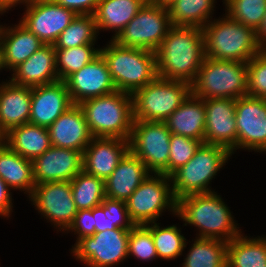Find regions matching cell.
<instances>
[{"instance_id": "obj_13", "label": "cell", "mask_w": 266, "mask_h": 267, "mask_svg": "<svg viewBox=\"0 0 266 267\" xmlns=\"http://www.w3.org/2000/svg\"><path fill=\"white\" fill-rule=\"evenodd\" d=\"M29 199L35 209L63 232L77 214L70 181H55L37 184Z\"/></svg>"}, {"instance_id": "obj_3", "label": "cell", "mask_w": 266, "mask_h": 267, "mask_svg": "<svg viewBox=\"0 0 266 267\" xmlns=\"http://www.w3.org/2000/svg\"><path fill=\"white\" fill-rule=\"evenodd\" d=\"M205 57L247 63L263 48L255 30L228 15L209 21L203 28Z\"/></svg>"}, {"instance_id": "obj_2", "label": "cell", "mask_w": 266, "mask_h": 267, "mask_svg": "<svg viewBox=\"0 0 266 267\" xmlns=\"http://www.w3.org/2000/svg\"><path fill=\"white\" fill-rule=\"evenodd\" d=\"M177 216L199 228L198 238L229 242L242 232L238 230L229 207L216 194H191L177 200Z\"/></svg>"}, {"instance_id": "obj_29", "label": "cell", "mask_w": 266, "mask_h": 267, "mask_svg": "<svg viewBox=\"0 0 266 267\" xmlns=\"http://www.w3.org/2000/svg\"><path fill=\"white\" fill-rule=\"evenodd\" d=\"M0 177L10 188L27 192L28 197L33 192L32 160L22 157L5 142L0 145Z\"/></svg>"}, {"instance_id": "obj_50", "label": "cell", "mask_w": 266, "mask_h": 267, "mask_svg": "<svg viewBox=\"0 0 266 267\" xmlns=\"http://www.w3.org/2000/svg\"><path fill=\"white\" fill-rule=\"evenodd\" d=\"M4 142V135L0 132V145Z\"/></svg>"}, {"instance_id": "obj_26", "label": "cell", "mask_w": 266, "mask_h": 267, "mask_svg": "<svg viewBox=\"0 0 266 267\" xmlns=\"http://www.w3.org/2000/svg\"><path fill=\"white\" fill-rule=\"evenodd\" d=\"M13 27L0 25V44L3 49L4 65L10 71L26 61L44 45L20 22Z\"/></svg>"}, {"instance_id": "obj_11", "label": "cell", "mask_w": 266, "mask_h": 267, "mask_svg": "<svg viewBox=\"0 0 266 267\" xmlns=\"http://www.w3.org/2000/svg\"><path fill=\"white\" fill-rule=\"evenodd\" d=\"M171 132L164 122L134 120L129 150L152 173L168 176Z\"/></svg>"}, {"instance_id": "obj_21", "label": "cell", "mask_w": 266, "mask_h": 267, "mask_svg": "<svg viewBox=\"0 0 266 267\" xmlns=\"http://www.w3.org/2000/svg\"><path fill=\"white\" fill-rule=\"evenodd\" d=\"M51 145L83 153L94 138L79 104H74L48 127Z\"/></svg>"}, {"instance_id": "obj_45", "label": "cell", "mask_w": 266, "mask_h": 267, "mask_svg": "<svg viewBox=\"0 0 266 267\" xmlns=\"http://www.w3.org/2000/svg\"><path fill=\"white\" fill-rule=\"evenodd\" d=\"M10 187L0 177V216L9 217L12 211V197Z\"/></svg>"}, {"instance_id": "obj_31", "label": "cell", "mask_w": 266, "mask_h": 267, "mask_svg": "<svg viewBox=\"0 0 266 267\" xmlns=\"http://www.w3.org/2000/svg\"><path fill=\"white\" fill-rule=\"evenodd\" d=\"M214 3L215 0H175L167 8L171 24L173 26L203 28L212 20Z\"/></svg>"}, {"instance_id": "obj_9", "label": "cell", "mask_w": 266, "mask_h": 267, "mask_svg": "<svg viewBox=\"0 0 266 267\" xmlns=\"http://www.w3.org/2000/svg\"><path fill=\"white\" fill-rule=\"evenodd\" d=\"M171 183L170 176L154 173V177L148 175L138 186L125 201L129 218L134 225L156 222L166 208L177 214V200Z\"/></svg>"}, {"instance_id": "obj_10", "label": "cell", "mask_w": 266, "mask_h": 267, "mask_svg": "<svg viewBox=\"0 0 266 267\" xmlns=\"http://www.w3.org/2000/svg\"><path fill=\"white\" fill-rule=\"evenodd\" d=\"M172 26L168 9L147 1L113 40L122 47L156 52Z\"/></svg>"}, {"instance_id": "obj_5", "label": "cell", "mask_w": 266, "mask_h": 267, "mask_svg": "<svg viewBox=\"0 0 266 267\" xmlns=\"http://www.w3.org/2000/svg\"><path fill=\"white\" fill-rule=\"evenodd\" d=\"M93 137L129 140L133 125L132 95L116 90L79 104Z\"/></svg>"}, {"instance_id": "obj_49", "label": "cell", "mask_w": 266, "mask_h": 267, "mask_svg": "<svg viewBox=\"0 0 266 267\" xmlns=\"http://www.w3.org/2000/svg\"><path fill=\"white\" fill-rule=\"evenodd\" d=\"M4 68H5V65H4L3 49H2V46L0 44V70H2Z\"/></svg>"}, {"instance_id": "obj_16", "label": "cell", "mask_w": 266, "mask_h": 267, "mask_svg": "<svg viewBox=\"0 0 266 267\" xmlns=\"http://www.w3.org/2000/svg\"><path fill=\"white\" fill-rule=\"evenodd\" d=\"M206 111L205 144L219 145L232 154L237 150L234 98L203 99Z\"/></svg>"}, {"instance_id": "obj_17", "label": "cell", "mask_w": 266, "mask_h": 267, "mask_svg": "<svg viewBox=\"0 0 266 267\" xmlns=\"http://www.w3.org/2000/svg\"><path fill=\"white\" fill-rule=\"evenodd\" d=\"M73 104L115 92L108 65L101 53L65 81Z\"/></svg>"}, {"instance_id": "obj_34", "label": "cell", "mask_w": 266, "mask_h": 267, "mask_svg": "<svg viewBox=\"0 0 266 267\" xmlns=\"http://www.w3.org/2000/svg\"><path fill=\"white\" fill-rule=\"evenodd\" d=\"M98 30L94 15H77L53 44L55 49H67L94 44Z\"/></svg>"}, {"instance_id": "obj_8", "label": "cell", "mask_w": 266, "mask_h": 267, "mask_svg": "<svg viewBox=\"0 0 266 267\" xmlns=\"http://www.w3.org/2000/svg\"><path fill=\"white\" fill-rule=\"evenodd\" d=\"M191 94V84L157 77L132 94L133 120L165 121Z\"/></svg>"}, {"instance_id": "obj_40", "label": "cell", "mask_w": 266, "mask_h": 267, "mask_svg": "<svg viewBox=\"0 0 266 267\" xmlns=\"http://www.w3.org/2000/svg\"><path fill=\"white\" fill-rule=\"evenodd\" d=\"M246 64L247 96L266 99V52L262 49Z\"/></svg>"}, {"instance_id": "obj_28", "label": "cell", "mask_w": 266, "mask_h": 267, "mask_svg": "<svg viewBox=\"0 0 266 267\" xmlns=\"http://www.w3.org/2000/svg\"><path fill=\"white\" fill-rule=\"evenodd\" d=\"M4 142L24 158L33 160L52 145L48 128L25 123L12 128L4 135Z\"/></svg>"}, {"instance_id": "obj_19", "label": "cell", "mask_w": 266, "mask_h": 267, "mask_svg": "<svg viewBox=\"0 0 266 267\" xmlns=\"http://www.w3.org/2000/svg\"><path fill=\"white\" fill-rule=\"evenodd\" d=\"M73 105L64 81L31 87L29 123L48 128Z\"/></svg>"}, {"instance_id": "obj_15", "label": "cell", "mask_w": 266, "mask_h": 267, "mask_svg": "<svg viewBox=\"0 0 266 267\" xmlns=\"http://www.w3.org/2000/svg\"><path fill=\"white\" fill-rule=\"evenodd\" d=\"M237 149L266 152V99L243 96L236 99Z\"/></svg>"}, {"instance_id": "obj_43", "label": "cell", "mask_w": 266, "mask_h": 267, "mask_svg": "<svg viewBox=\"0 0 266 267\" xmlns=\"http://www.w3.org/2000/svg\"><path fill=\"white\" fill-rule=\"evenodd\" d=\"M77 15H93L100 0H53Z\"/></svg>"}, {"instance_id": "obj_4", "label": "cell", "mask_w": 266, "mask_h": 267, "mask_svg": "<svg viewBox=\"0 0 266 267\" xmlns=\"http://www.w3.org/2000/svg\"><path fill=\"white\" fill-rule=\"evenodd\" d=\"M100 53L107 62L118 91L132 95L158 77L155 52L122 47L111 39L106 47L100 49Z\"/></svg>"}, {"instance_id": "obj_46", "label": "cell", "mask_w": 266, "mask_h": 267, "mask_svg": "<svg viewBox=\"0 0 266 267\" xmlns=\"http://www.w3.org/2000/svg\"><path fill=\"white\" fill-rule=\"evenodd\" d=\"M255 33L258 44L262 48L266 47V13Z\"/></svg>"}, {"instance_id": "obj_32", "label": "cell", "mask_w": 266, "mask_h": 267, "mask_svg": "<svg viewBox=\"0 0 266 267\" xmlns=\"http://www.w3.org/2000/svg\"><path fill=\"white\" fill-rule=\"evenodd\" d=\"M182 267H227V242L196 237Z\"/></svg>"}, {"instance_id": "obj_20", "label": "cell", "mask_w": 266, "mask_h": 267, "mask_svg": "<svg viewBox=\"0 0 266 267\" xmlns=\"http://www.w3.org/2000/svg\"><path fill=\"white\" fill-rule=\"evenodd\" d=\"M129 151V140L94 137L82 153L83 171L106 180Z\"/></svg>"}, {"instance_id": "obj_36", "label": "cell", "mask_w": 266, "mask_h": 267, "mask_svg": "<svg viewBox=\"0 0 266 267\" xmlns=\"http://www.w3.org/2000/svg\"><path fill=\"white\" fill-rule=\"evenodd\" d=\"M145 226L152 233L158 258L172 260L182 255L187 242L186 238L181 235V230L176 225L162 228L159 226V223L153 222Z\"/></svg>"}, {"instance_id": "obj_42", "label": "cell", "mask_w": 266, "mask_h": 267, "mask_svg": "<svg viewBox=\"0 0 266 267\" xmlns=\"http://www.w3.org/2000/svg\"><path fill=\"white\" fill-rule=\"evenodd\" d=\"M94 220L92 209L78 210L74 221L66 231H74L78 235L76 241L82 237L94 235L96 225Z\"/></svg>"}, {"instance_id": "obj_25", "label": "cell", "mask_w": 266, "mask_h": 267, "mask_svg": "<svg viewBox=\"0 0 266 267\" xmlns=\"http://www.w3.org/2000/svg\"><path fill=\"white\" fill-rule=\"evenodd\" d=\"M205 117L204 100L190 94L163 122L172 134L200 140L203 143L206 124Z\"/></svg>"}, {"instance_id": "obj_6", "label": "cell", "mask_w": 266, "mask_h": 267, "mask_svg": "<svg viewBox=\"0 0 266 267\" xmlns=\"http://www.w3.org/2000/svg\"><path fill=\"white\" fill-rule=\"evenodd\" d=\"M191 94L202 99L247 96V64L205 57L191 83Z\"/></svg>"}, {"instance_id": "obj_1", "label": "cell", "mask_w": 266, "mask_h": 267, "mask_svg": "<svg viewBox=\"0 0 266 267\" xmlns=\"http://www.w3.org/2000/svg\"><path fill=\"white\" fill-rule=\"evenodd\" d=\"M155 53L158 77L191 84L205 58L203 29L172 26Z\"/></svg>"}, {"instance_id": "obj_30", "label": "cell", "mask_w": 266, "mask_h": 267, "mask_svg": "<svg viewBox=\"0 0 266 267\" xmlns=\"http://www.w3.org/2000/svg\"><path fill=\"white\" fill-rule=\"evenodd\" d=\"M238 235L227 243V267H266V237Z\"/></svg>"}, {"instance_id": "obj_18", "label": "cell", "mask_w": 266, "mask_h": 267, "mask_svg": "<svg viewBox=\"0 0 266 267\" xmlns=\"http://www.w3.org/2000/svg\"><path fill=\"white\" fill-rule=\"evenodd\" d=\"M82 162V152L51 146L32 160L34 183L71 181L83 170Z\"/></svg>"}, {"instance_id": "obj_47", "label": "cell", "mask_w": 266, "mask_h": 267, "mask_svg": "<svg viewBox=\"0 0 266 267\" xmlns=\"http://www.w3.org/2000/svg\"><path fill=\"white\" fill-rule=\"evenodd\" d=\"M34 1L35 0H0V14H3L7 10L18 4L20 5V3H24V5H27L33 3Z\"/></svg>"}, {"instance_id": "obj_23", "label": "cell", "mask_w": 266, "mask_h": 267, "mask_svg": "<svg viewBox=\"0 0 266 267\" xmlns=\"http://www.w3.org/2000/svg\"><path fill=\"white\" fill-rule=\"evenodd\" d=\"M150 174L144 162L129 150L105 180L106 197L126 201Z\"/></svg>"}, {"instance_id": "obj_27", "label": "cell", "mask_w": 266, "mask_h": 267, "mask_svg": "<svg viewBox=\"0 0 266 267\" xmlns=\"http://www.w3.org/2000/svg\"><path fill=\"white\" fill-rule=\"evenodd\" d=\"M148 0H100L94 12L96 27L99 30H114L112 40L136 16Z\"/></svg>"}, {"instance_id": "obj_7", "label": "cell", "mask_w": 266, "mask_h": 267, "mask_svg": "<svg viewBox=\"0 0 266 267\" xmlns=\"http://www.w3.org/2000/svg\"><path fill=\"white\" fill-rule=\"evenodd\" d=\"M231 155L225 147L202 143L194 156L170 176L176 200L191 194L213 193L208 185Z\"/></svg>"}, {"instance_id": "obj_12", "label": "cell", "mask_w": 266, "mask_h": 267, "mask_svg": "<svg viewBox=\"0 0 266 267\" xmlns=\"http://www.w3.org/2000/svg\"><path fill=\"white\" fill-rule=\"evenodd\" d=\"M130 230L116 228L85 236L75 242L72 253L88 267H111L128 257Z\"/></svg>"}, {"instance_id": "obj_14", "label": "cell", "mask_w": 266, "mask_h": 267, "mask_svg": "<svg viewBox=\"0 0 266 267\" xmlns=\"http://www.w3.org/2000/svg\"><path fill=\"white\" fill-rule=\"evenodd\" d=\"M20 23L44 45H53L77 14L53 0H35L27 4Z\"/></svg>"}, {"instance_id": "obj_39", "label": "cell", "mask_w": 266, "mask_h": 267, "mask_svg": "<svg viewBox=\"0 0 266 267\" xmlns=\"http://www.w3.org/2000/svg\"><path fill=\"white\" fill-rule=\"evenodd\" d=\"M141 261L156 259L157 253L151 231L145 225H135L129 233L128 256Z\"/></svg>"}, {"instance_id": "obj_38", "label": "cell", "mask_w": 266, "mask_h": 267, "mask_svg": "<svg viewBox=\"0 0 266 267\" xmlns=\"http://www.w3.org/2000/svg\"><path fill=\"white\" fill-rule=\"evenodd\" d=\"M201 144L200 140L171 133L168 176L185 165L194 156Z\"/></svg>"}, {"instance_id": "obj_48", "label": "cell", "mask_w": 266, "mask_h": 267, "mask_svg": "<svg viewBox=\"0 0 266 267\" xmlns=\"http://www.w3.org/2000/svg\"><path fill=\"white\" fill-rule=\"evenodd\" d=\"M154 5L168 8L175 0H148Z\"/></svg>"}, {"instance_id": "obj_33", "label": "cell", "mask_w": 266, "mask_h": 267, "mask_svg": "<svg viewBox=\"0 0 266 267\" xmlns=\"http://www.w3.org/2000/svg\"><path fill=\"white\" fill-rule=\"evenodd\" d=\"M70 183L77 210L93 209L99 206L106 197L105 180L87 174L83 170Z\"/></svg>"}, {"instance_id": "obj_37", "label": "cell", "mask_w": 266, "mask_h": 267, "mask_svg": "<svg viewBox=\"0 0 266 267\" xmlns=\"http://www.w3.org/2000/svg\"><path fill=\"white\" fill-rule=\"evenodd\" d=\"M227 15L256 30L266 13V0H223Z\"/></svg>"}, {"instance_id": "obj_41", "label": "cell", "mask_w": 266, "mask_h": 267, "mask_svg": "<svg viewBox=\"0 0 266 267\" xmlns=\"http://www.w3.org/2000/svg\"><path fill=\"white\" fill-rule=\"evenodd\" d=\"M102 204L110 212V219L117 228L131 230L135 226L129 218L125 201L105 197Z\"/></svg>"}, {"instance_id": "obj_24", "label": "cell", "mask_w": 266, "mask_h": 267, "mask_svg": "<svg viewBox=\"0 0 266 267\" xmlns=\"http://www.w3.org/2000/svg\"><path fill=\"white\" fill-rule=\"evenodd\" d=\"M31 112V87L8 82L0 84V132L28 123Z\"/></svg>"}, {"instance_id": "obj_22", "label": "cell", "mask_w": 266, "mask_h": 267, "mask_svg": "<svg viewBox=\"0 0 266 267\" xmlns=\"http://www.w3.org/2000/svg\"><path fill=\"white\" fill-rule=\"evenodd\" d=\"M56 50L53 45H43L26 61L12 71L9 78L14 84L28 87L50 84L59 80L56 71Z\"/></svg>"}, {"instance_id": "obj_35", "label": "cell", "mask_w": 266, "mask_h": 267, "mask_svg": "<svg viewBox=\"0 0 266 267\" xmlns=\"http://www.w3.org/2000/svg\"><path fill=\"white\" fill-rule=\"evenodd\" d=\"M94 46L95 44H84L67 49H55L56 71L59 80L65 81L71 74L96 58L100 54V49H94Z\"/></svg>"}, {"instance_id": "obj_44", "label": "cell", "mask_w": 266, "mask_h": 267, "mask_svg": "<svg viewBox=\"0 0 266 267\" xmlns=\"http://www.w3.org/2000/svg\"><path fill=\"white\" fill-rule=\"evenodd\" d=\"M92 215L95 219L94 221L96 222L95 233H100L105 230H114L117 228L110 219V212L102 203L92 209Z\"/></svg>"}]
</instances>
